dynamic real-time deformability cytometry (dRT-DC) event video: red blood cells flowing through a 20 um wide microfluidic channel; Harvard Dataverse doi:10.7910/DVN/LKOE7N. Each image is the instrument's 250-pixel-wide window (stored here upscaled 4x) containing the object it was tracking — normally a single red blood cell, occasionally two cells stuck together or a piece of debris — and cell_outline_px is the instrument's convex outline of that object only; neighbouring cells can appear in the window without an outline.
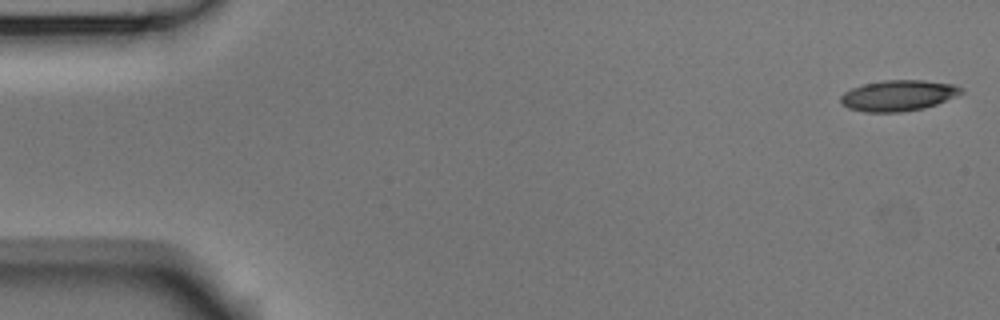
{"species": "Egyptian fruit bat (a non-hibernating species)", "species_latin": "Rousettus aegyptiacus", "temperature_condition": "room temperature", "stored_images_in_passage": 6, "camera_frame_rate_fps": 3000, "um_per_image_px": 0.085, "animal": {"sex": "male"}, "frame": {"image": 1, "passage_image": 1, "time_ms": 0.0, "image_size_px": [1000, 320], "cell_outline_px": [[964, 92], [956, 96], [936, 104], [924, 108], [900, 112], [864, 112], [848, 108], [840, 104], [840, 96], [844, 92], [852, 88], [864, 84], [880, 80], [924, 80], [956, 84], [964, 88]], "centroid_in_image_um": [76.36, 8.11], "position_along_channel_um": 8.6, "area_um2": 21.91}}
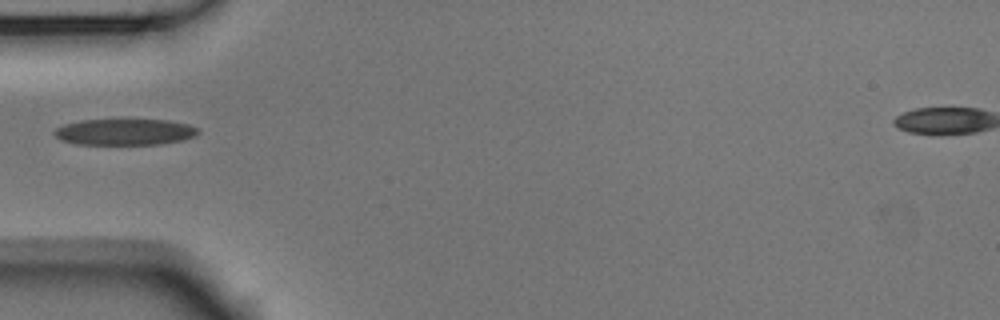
{"frame": {"image": 2, "passage_image": 5, "time_ms": 1.333, "image_size_px": [1000, 320], "cell_outline_px": [[200, 132], [196, 136], [180, 140], [160, 144], [76, 144], [60, 140], [52, 132], [56, 128], [64, 124], [80, 120], [168, 120], [188, 124], [196, 128]], "centroid_in_image_um": [10.58, 11.21], "position_along_channel_um": 74.4, "area_um2": 21.91}}
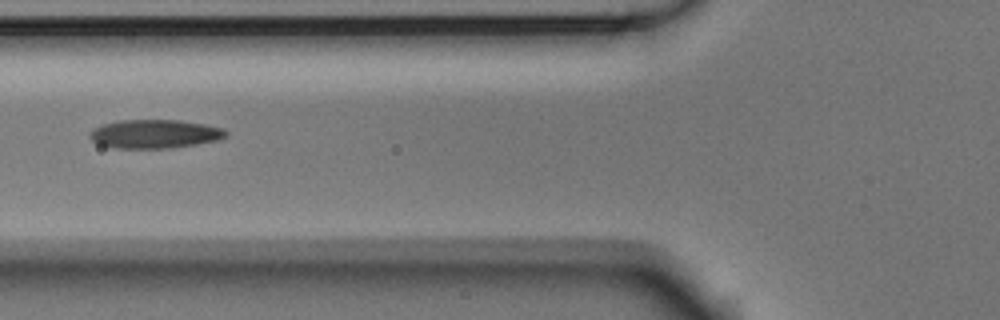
{"frame": {"image": 3, "passage_image": 6, "time_ms": 1.667, "image_size_px": [1000, 320], "cell_outline_px": [[228, 136], [216, 140], [196, 144], [168, 148], [112, 148], [100, 144], [92, 140], [88, 136], [92, 128], [104, 124], [120, 120], [180, 120], [204, 124], [224, 128], [228, 132]], "centroid_in_image_um": [13.15, 11.38], "position_along_channel_um": 112.7, "area_um2": 22.77}}